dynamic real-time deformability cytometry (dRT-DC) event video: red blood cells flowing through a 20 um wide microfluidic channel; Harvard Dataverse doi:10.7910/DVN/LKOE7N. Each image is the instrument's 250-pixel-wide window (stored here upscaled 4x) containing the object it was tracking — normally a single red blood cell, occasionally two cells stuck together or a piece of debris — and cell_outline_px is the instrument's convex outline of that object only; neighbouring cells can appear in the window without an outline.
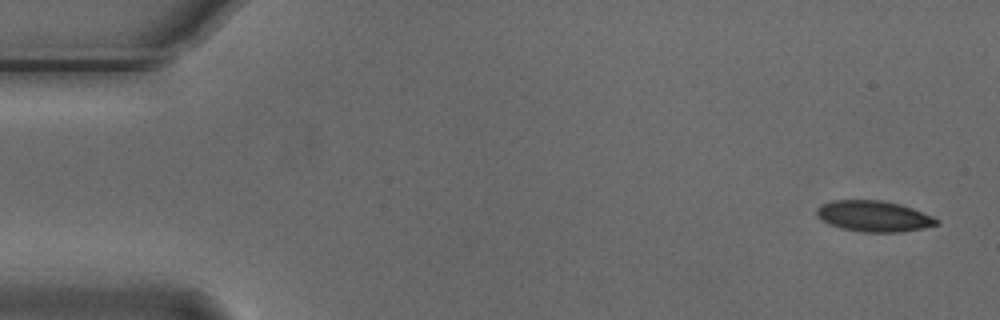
{"species": "Egyptian fruit bat (a non-hibernating species)", "species_latin": "Rousettus aegyptiacus", "temperature_condition": "cold", "stored_images_in_passage": 8, "camera_frame_rate_fps": 3000, "um_per_image_px": 0.085, "animal": {"sex": "male"}, "frame": {"image": 1, "passage_image": 1, "time_ms": 0.0, "image_size_px": [1000, 320], "cell_outline_px": [[940, 224], [924, 228], [900, 232], [860, 232], [840, 228], [828, 224], [820, 220], [816, 216], [816, 208], [820, 204], [832, 200], [880, 200], [900, 204], [912, 208], [932, 216], [940, 220]], "centroid_in_image_um": [74.24, 18.38], "position_along_channel_um": 10.8, "area_um2": 21.91}}
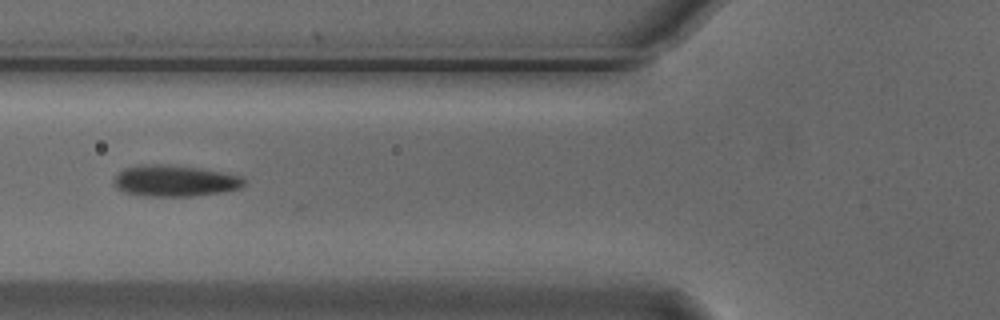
{"frame": {"image": 2, "passage_image": 6, "time_ms": 1.667, "image_size_px": [1000, 320], "cell_outline_px": [[244, 184], [240, 188], [224, 192], [192, 196], [148, 196], [124, 192], [116, 188], [112, 184], [112, 180], [124, 168], [140, 164], [164, 164], [200, 168], [224, 172], [240, 176], [244, 180]], "centroid_in_image_um": [14.83, 15.36], "position_along_channel_um": 111.0, "area_um2": 23.87}}
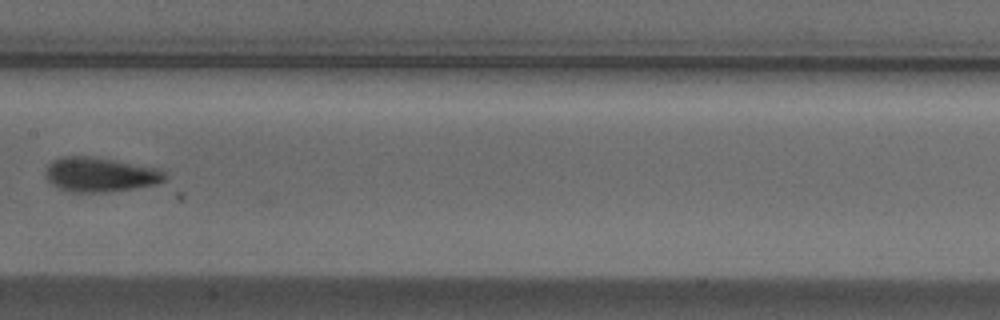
{"frame": {"image": 3, "passage_image": 8, "time_ms": 2.333, "image_size_px": [1000, 320], "cell_outline_px": [[168, 180], [156, 184], [132, 188], [104, 192], [72, 192], [60, 188], [52, 184], [48, 180], [44, 172], [48, 164], [52, 160], [60, 156], [88, 156], [160, 168], [168, 176]], "centroid_in_image_um": [8.52, 14.83], "position_along_channel_um": 198.9, "area_um2": 23.99}}